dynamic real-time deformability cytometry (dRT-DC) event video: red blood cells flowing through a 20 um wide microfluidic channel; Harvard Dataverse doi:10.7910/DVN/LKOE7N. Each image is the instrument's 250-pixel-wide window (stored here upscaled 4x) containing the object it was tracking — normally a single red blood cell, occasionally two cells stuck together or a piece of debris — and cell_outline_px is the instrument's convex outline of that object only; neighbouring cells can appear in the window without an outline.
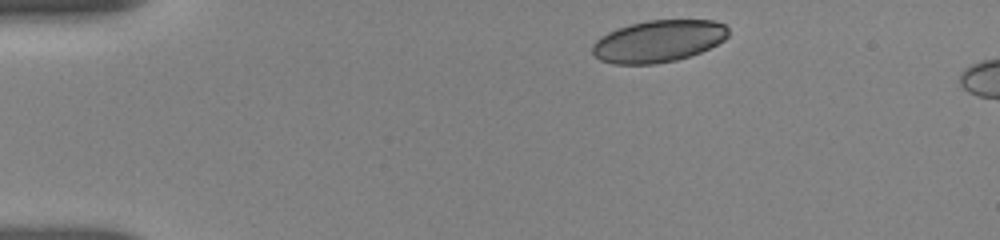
{"species": "human", "species_latin": "Homo sapiens", "temperature_condition": "room temperature", "stored_images_in_passage": 4, "camera_frame_rate_fps": 3000, "um_per_image_px": 0.085, "donor": {"sex": "female"}, "frame": {"image": 1, "passage_image": 1, "time_ms": 0.0, "image_size_px": [1000, 240], "cell_outline_px": [[728, 36], [724, 40], [700, 52], [676, 60], [656, 64], [612, 64], [600, 60], [592, 52], [592, 44], [596, 40], [608, 32], [616, 28], [648, 20], [712, 20], [724, 24], [728, 28]], "centroid_in_image_um": [55.94, 3.5], "position_along_channel_um": 29.1, "area_um2": 33.18}}